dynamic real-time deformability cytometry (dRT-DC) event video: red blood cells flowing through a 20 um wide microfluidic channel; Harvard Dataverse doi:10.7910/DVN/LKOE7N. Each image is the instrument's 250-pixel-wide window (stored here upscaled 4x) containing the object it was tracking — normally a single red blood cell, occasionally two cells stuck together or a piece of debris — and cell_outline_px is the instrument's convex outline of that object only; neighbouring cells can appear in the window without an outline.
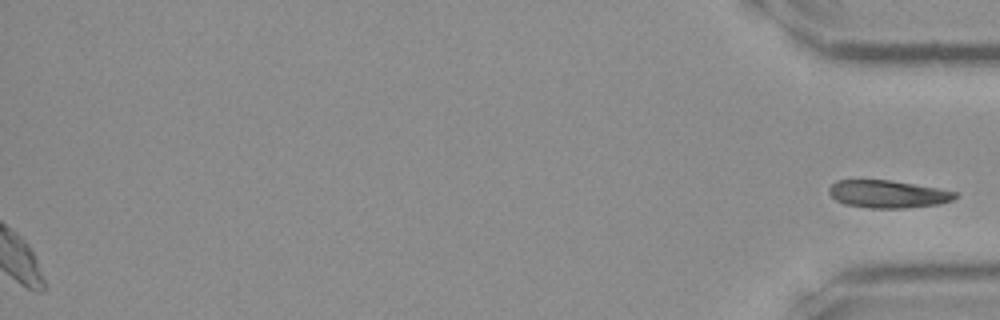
{"species": "Egyptian fruit bat (a non-hibernating species)", "species_latin": "Rousettus aegyptiacus", "temperature_condition": "room temperature", "stored_images_in_passage": 32, "segment_of_instrument_passage": [2, 2], "camera_frame_rate_fps": 3000, "um_per_image_px": 0.085, "frame": {"image": 1, "passage_image": 32, "time_ms": 10.333, "image_size_px": [1000, 320], "cell_outline_px": [[960, 196], [952, 200], [940, 204], [904, 208], [868, 208], [844, 204], [836, 200], [828, 192], [828, 188], [836, 180], [888, 180], [960, 192]], "centroid_in_image_um": [75.49, 16.5], "position_along_channel_um": 359.7, "area_um2": 20.35}}